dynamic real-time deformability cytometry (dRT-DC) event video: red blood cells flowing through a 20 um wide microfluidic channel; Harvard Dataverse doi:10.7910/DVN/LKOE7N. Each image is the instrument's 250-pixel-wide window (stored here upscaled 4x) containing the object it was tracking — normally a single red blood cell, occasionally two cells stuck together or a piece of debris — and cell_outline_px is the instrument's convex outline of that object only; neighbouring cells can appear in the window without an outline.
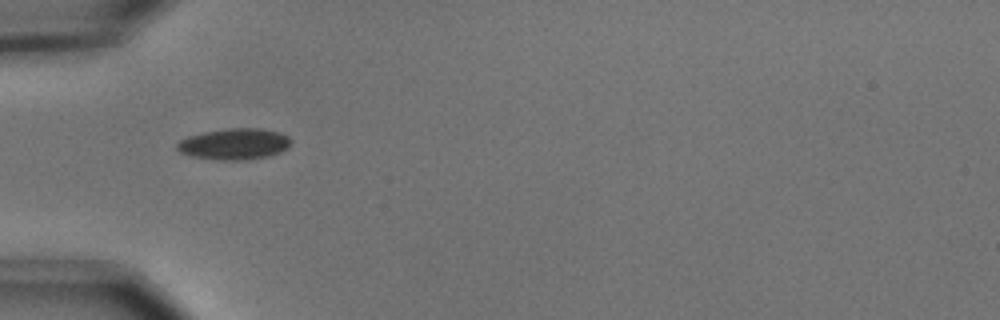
{"species": "common noctule bat (a hibernating species)", "species_latin": "Nyctalus noctula", "temperature_condition": "cold", "stored_images_in_passage": 19, "camera_frame_rate_fps": 3000, "um_per_image_px": 0.085, "animal": {"sex": "male", "body_mass_g": 15.6}, "frame": {"image": 1, "passage_image": 1, "time_ms": 0.0, "image_size_px": [1000, 320], "cell_outline_px": [[292, 140], [288, 148], [280, 152], [268, 156], [240, 160], [224, 160], [192, 156], [180, 152], [176, 148], [176, 144], [180, 140], [188, 136], [204, 132], [228, 128], [260, 128], [276, 132], [288, 136]], "centroid_in_image_um": [19.92, 12.23], "position_along_channel_um": 65.1, "area_um2": 20.52}}